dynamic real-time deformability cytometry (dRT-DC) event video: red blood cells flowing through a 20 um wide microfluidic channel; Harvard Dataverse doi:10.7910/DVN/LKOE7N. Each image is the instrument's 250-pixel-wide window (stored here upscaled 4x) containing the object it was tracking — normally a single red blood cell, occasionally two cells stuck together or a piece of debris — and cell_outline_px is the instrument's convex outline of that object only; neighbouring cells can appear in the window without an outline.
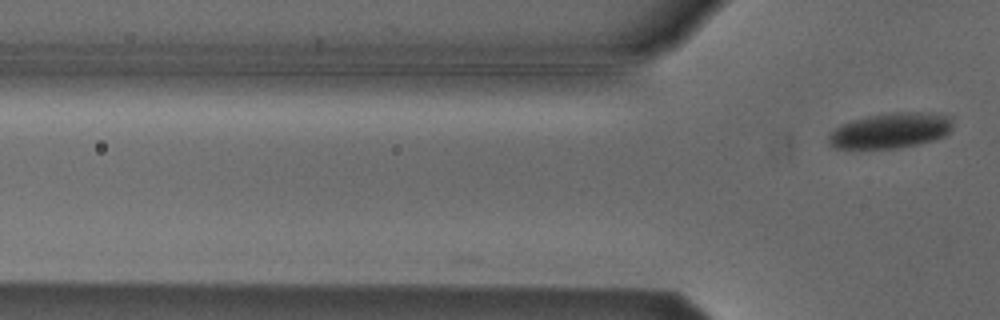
{"species": "Egyptian fruit bat (a non-hibernating species)", "species_latin": "Rousettus aegyptiacus", "temperature_condition": "cold", "stored_images_in_passage": 3, "camera_frame_rate_fps": 3000, "um_per_image_px": 0.085, "animal": {"sex": "male"}, "frame": {"image": 1, "passage_image": 3, "time_ms": 0.667, "image_size_px": [1000, 320], "cell_outline_px": [[952, 128], [944, 136], [932, 140], [916, 144], [896, 148], [832, 148], [828, 144], [828, 136], [836, 128], [852, 120], [868, 116], [892, 112], [928, 112], [948, 116], [952, 124]], "centroid_in_image_um": [75.68, 11.09], "position_along_channel_um": 50.1, "area_um2": 25.32}}